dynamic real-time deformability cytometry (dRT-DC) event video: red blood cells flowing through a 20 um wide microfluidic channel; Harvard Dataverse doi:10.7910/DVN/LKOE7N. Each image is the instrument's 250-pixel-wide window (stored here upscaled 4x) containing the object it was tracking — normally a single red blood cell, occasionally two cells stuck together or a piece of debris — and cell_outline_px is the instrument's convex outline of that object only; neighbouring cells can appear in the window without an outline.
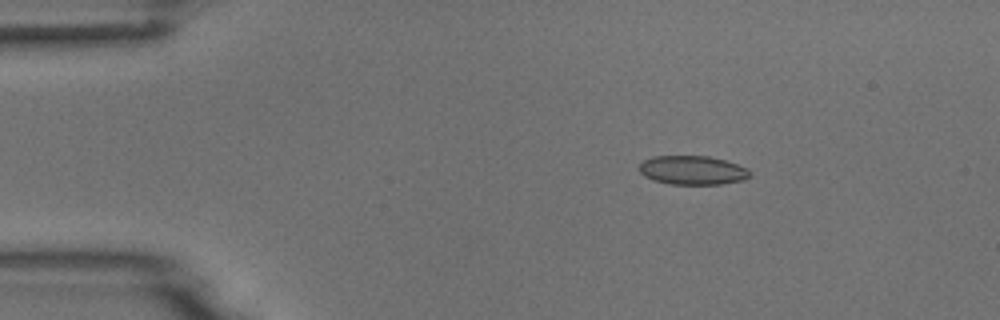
{"species": "common noctule bat (a hibernating species)", "species_latin": "Nyctalus noctula", "temperature_condition": "room temperature", "stored_images_in_passage": 5, "camera_frame_rate_fps": 3000, "um_per_image_px": 0.085, "animal": {"sex": "male", "body_mass_g": 18.8}, "frame": {"image": 1, "passage_image": 3, "time_ms": 2.667, "image_size_px": [1000, 320], "cell_outline_px": [[752, 176], [744, 180], [724, 184], [668, 184], [652, 180], [644, 176], [640, 172], [640, 164], [644, 160], [652, 156], [708, 156], [724, 160], [748, 168], [752, 172]], "centroid_in_image_um": [58.89, 14.48], "position_along_channel_um": 26.1, "area_um2": 18.84}}